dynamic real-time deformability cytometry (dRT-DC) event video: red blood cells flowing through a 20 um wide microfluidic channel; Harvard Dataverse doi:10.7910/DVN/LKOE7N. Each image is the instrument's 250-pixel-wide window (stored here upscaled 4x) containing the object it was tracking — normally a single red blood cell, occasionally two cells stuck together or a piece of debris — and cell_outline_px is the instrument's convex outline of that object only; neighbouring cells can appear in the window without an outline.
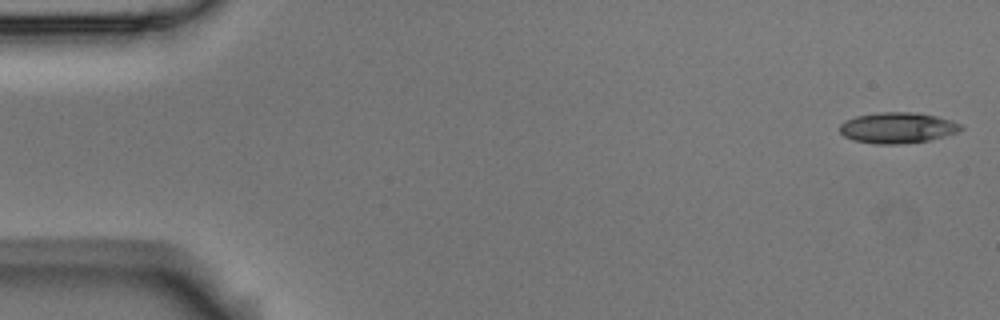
{"species": "Egyptian fruit bat (a non-hibernating species)", "species_latin": "Rousettus aegyptiacus", "temperature_condition": "room temperature", "stored_images_in_passage": 55, "camera_frame_rate_fps": 3000, "um_per_image_px": 0.085, "animal": {"sex": "male"}, "frame": {"image": 1, "passage_image": 1, "time_ms": 0.0, "image_size_px": [1000, 320], "cell_outline_px": [[964, 128], [956, 132], [944, 136], [928, 140], [900, 144], [876, 144], [852, 140], [844, 136], [840, 132], [840, 124], [844, 120], [856, 116], [880, 112], [912, 112], [936, 116], [952, 120], [960, 124]], "centroid_in_image_um": [76.26, 10.86], "position_along_channel_um": 8.7, "area_um2": 21.73}}
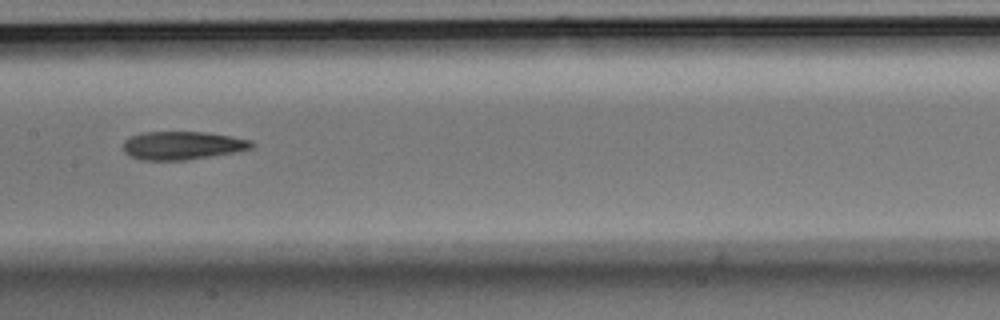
{"frame": {"image": 2, "passage_image": 27, "time_ms": 8.667, "image_size_px": [1000, 320], "cell_outline_px": [[256, 144], [252, 148], [236, 152], [184, 160], [140, 160], [128, 156], [124, 152], [124, 140], [128, 136], [140, 132], [204, 132], [252, 140]], "centroid_in_image_um": [15.46, 12.36], "position_along_channel_um": 191.9, "area_um2": 21.27}}
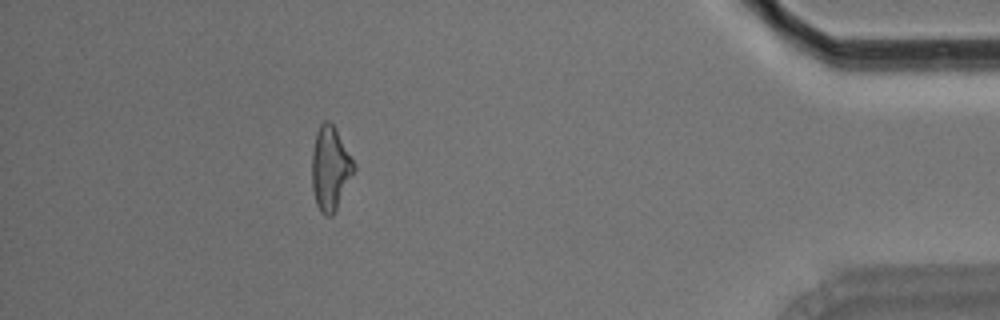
{"frame": {"image": 3, "passage_image": 49, "time_ms": 16.0, "image_size_px": [1000, 320], "cell_outline_px": [[356, 168], [332, 216], [324, 216], [320, 212], [316, 204], [312, 188], [312, 152], [316, 132], [320, 124], [324, 120], [328, 120], [336, 128], [356, 164]], "centroid_in_image_um": [28.07, 14.29], "position_along_channel_um": 407.1, "area_um2": 20.58}, "authors_computed_cell_mechanics": {"area_um2": 21.0392, "velocity_mm_per_s": 3.6235, "shape_relaxation_time_tau1_ms": 8.5421, "shape_relaxation_time_tau2_ms": 5.585, "deformation_change_tau1": 0.231, "deformation_change_tau2": 0.1702}}